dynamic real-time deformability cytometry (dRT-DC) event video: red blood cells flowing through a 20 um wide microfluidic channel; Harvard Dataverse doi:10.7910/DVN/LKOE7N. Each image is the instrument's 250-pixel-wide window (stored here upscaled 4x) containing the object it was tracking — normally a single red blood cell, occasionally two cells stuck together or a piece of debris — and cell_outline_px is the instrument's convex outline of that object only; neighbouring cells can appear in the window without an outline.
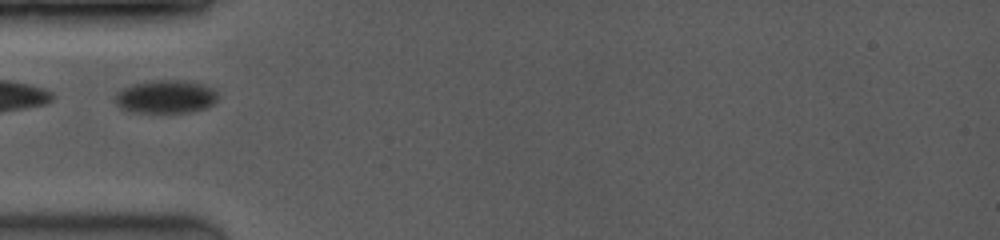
{"species": "common noctule bat (a hibernating species)", "species_latin": "Nyctalus noctula", "temperature_condition": "room temperature", "stored_images_in_passage": 12, "camera_frame_rate_fps": 3500, "um_per_image_px": 0.085, "animal": {"sex": "female", "body_mass_g": 19.0, "forearm_length_mm": 53.3}, "frame": {"image": 1, "passage_image": 1, "time_ms": 0.0, "image_size_px": [1000, 240], "cell_outline_px": [[216, 104], [204, 108], [188, 112], [132, 112], [120, 108], [116, 104], [116, 92], [132, 84], [152, 80], [176, 80], [204, 84], [212, 88], [216, 92]], "centroid_in_image_um": [14.08, 8.22], "position_along_channel_um": 70.9, "area_um2": 19.77}}
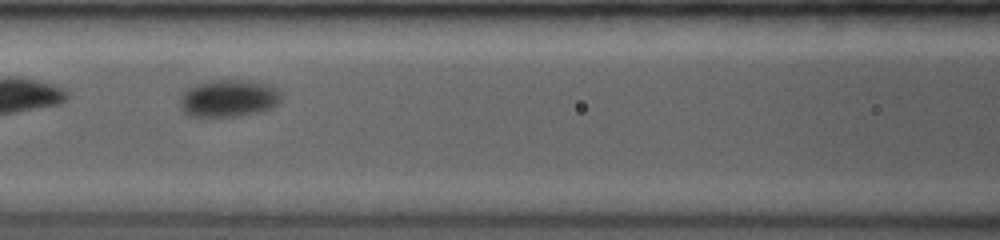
{"frame": {"image": 2, "passage_image": 6, "time_ms": 2.0, "image_size_px": [1000, 240], "cell_outline_px": [[280, 100], [276, 104], [268, 108], [256, 112], [236, 116], [188, 116], [180, 108], [180, 96], [188, 88], [196, 84], [212, 80], [252, 80], [276, 88], [280, 92]], "centroid_in_image_um": [19.38, 8.34], "position_along_channel_um": 147.2, "area_um2": 21.73}}
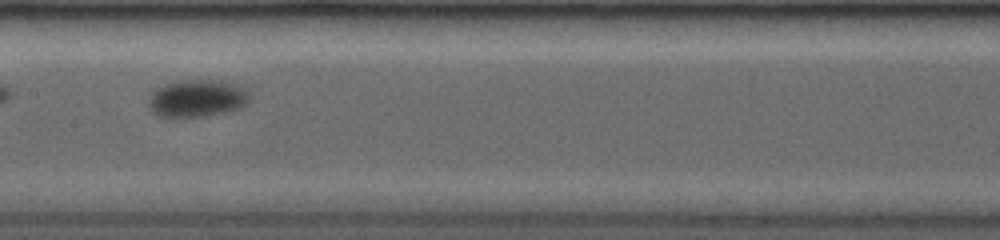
{"frame": {"image": 3, "passage_image": 9, "time_ms": 3.143, "image_size_px": [1000, 240], "cell_outline_px": [[248, 100], [240, 108], [224, 112], [204, 116], [156, 116], [152, 112], [148, 104], [156, 88], [164, 84], [180, 80], [220, 80], [236, 84], [244, 88], [248, 92]], "centroid_in_image_um": [16.75, 8.34], "position_along_channel_um": 190.7, "area_um2": 21.68}}